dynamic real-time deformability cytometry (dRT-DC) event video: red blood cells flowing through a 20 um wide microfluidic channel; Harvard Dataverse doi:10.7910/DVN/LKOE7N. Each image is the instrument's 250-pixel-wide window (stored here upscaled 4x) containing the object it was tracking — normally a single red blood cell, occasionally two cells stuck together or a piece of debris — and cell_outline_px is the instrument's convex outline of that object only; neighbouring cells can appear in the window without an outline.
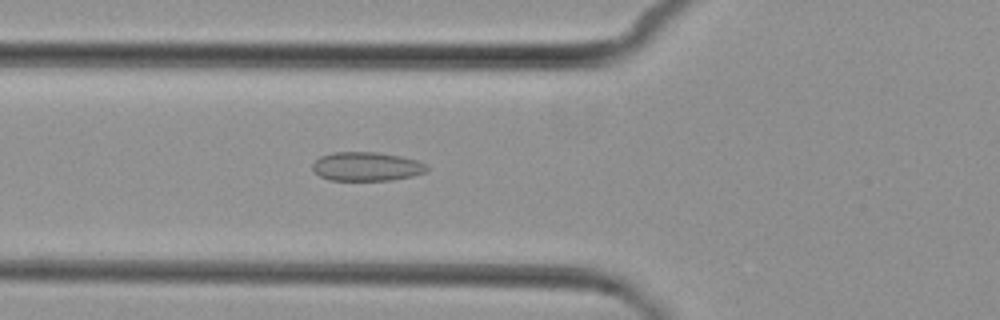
{"species": "common noctule bat (a hibernating species)", "species_latin": "Nyctalus noctula", "temperature_condition": "cold", "stored_images_in_passage": 5, "camera_frame_rate_fps": 3000, "um_per_image_px": 0.085, "animal": {"sex": "female", "body_mass_g": 29.2, "forearm_length_mm": 56.3}, "frame": {"image": 1, "passage_image": 5, "time_ms": 5.667, "image_size_px": [1000, 320], "cell_outline_px": [[428, 172], [412, 176], [392, 180], [328, 180], [320, 176], [312, 168], [312, 164], [320, 156], [332, 152], [376, 152], [400, 156], [416, 160], [428, 164]], "centroid_in_image_um": [31.18, 14.15], "position_along_channel_um": 94.6, "area_um2": 19.36}}